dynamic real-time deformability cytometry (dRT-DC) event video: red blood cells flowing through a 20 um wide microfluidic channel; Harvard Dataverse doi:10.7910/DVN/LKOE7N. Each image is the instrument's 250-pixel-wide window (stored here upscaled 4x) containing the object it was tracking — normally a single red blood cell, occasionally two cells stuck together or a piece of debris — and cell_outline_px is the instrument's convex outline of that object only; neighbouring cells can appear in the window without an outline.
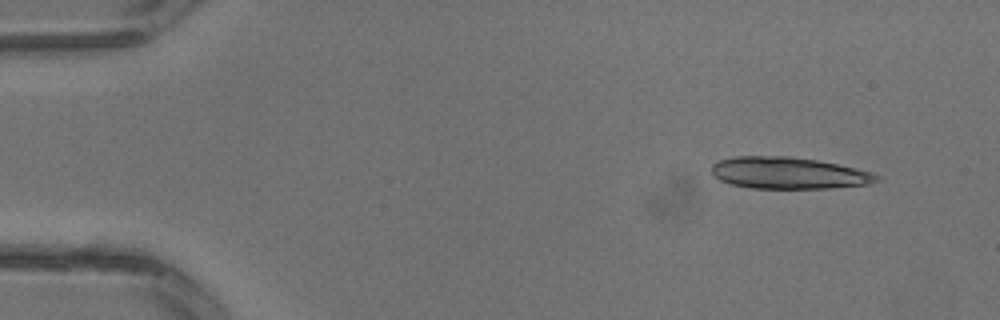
{"species": "common noctule bat (a hibernating species)", "species_latin": "Nyctalus noctula", "temperature_condition": "warm", "stored_images_in_passage": 2, "camera_frame_rate_fps": 3000, "um_per_image_px": 0.085, "animal": {"sex": "male", "body_mass_g": 13.3}, "frame": {"image": 1, "passage_image": 1, "time_ms": 0.0, "image_size_px": [1000, 320], "cell_outline_px": [[880, 180], [868, 184], [832, 188], [752, 188], [728, 184], [720, 180], [712, 172], [712, 164], [720, 160], [736, 156], [792, 156], [816, 160], [856, 168], [872, 172], [880, 176]], "centroid_in_image_um": [67.03, 14.71], "position_along_channel_um": 18.0, "area_um2": 30.52}}